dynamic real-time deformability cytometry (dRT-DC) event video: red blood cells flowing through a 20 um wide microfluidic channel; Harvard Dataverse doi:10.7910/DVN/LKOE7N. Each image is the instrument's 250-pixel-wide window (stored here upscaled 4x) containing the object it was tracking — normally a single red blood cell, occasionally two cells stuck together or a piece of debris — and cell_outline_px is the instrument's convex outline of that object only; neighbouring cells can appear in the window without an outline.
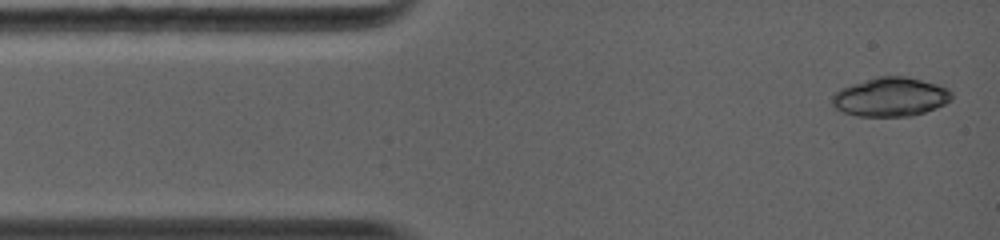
{"species": "common noctule bat (a hibernating species)", "species_latin": "Nyctalus noctula", "temperature_condition": "warm", "stored_images_in_passage": 6, "camera_frame_rate_fps": 5000, "um_per_image_px": 0.085, "animal": {"sex": "female", "body_mass_g": 19.0, "forearm_length_mm": 56.7}, "frame": {"image": 1, "passage_image": 1, "time_ms": 0.0, "image_size_px": [1000, 240], "cell_outline_px": [[952, 100], [936, 108], [912, 116], [856, 116], [832, 108], [832, 96], [840, 88], [876, 76], [908, 76], [936, 84], [948, 88], [952, 92]], "centroid_in_image_um": [75.69, 8.24], "position_along_channel_um": 9.3, "area_um2": 27.34}}